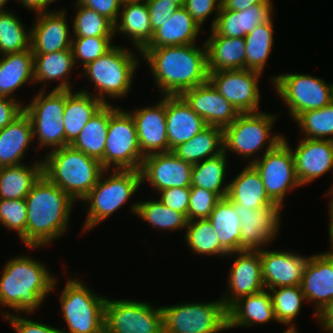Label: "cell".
<instances>
[{
  "label": "cell",
  "instance_id": "obj_24",
  "mask_svg": "<svg viewBox=\"0 0 333 333\" xmlns=\"http://www.w3.org/2000/svg\"><path fill=\"white\" fill-rule=\"evenodd\" d=\"M180 96L209 126L224 129L240 114L209 81L184 91Z\"/></svg>",
  "mask_w": 333,
  "mask_h": 333
},
{
  "label": "cell",
  "instance_id": "obj_27",
  "mask_svg": "<svg viewBox=\"0 0 333 333\" xmlns=\"http://www.w3.org/2000/svg\"><path fill=\"white\" fill-rule=\"evenodd\" d=\"M227 314L228 330L277 322L268 289L239 298L227 309Z\"/></svg>",
  "mask_w": 333,
  "mask_h": 333
},
{
  "label": "cell",
  "instance_id": "obj_7",
  "mask_svg": "<svg viewBox=\"0 0 333 333\" xmlns=\"http://www.w3.org/2000/svg\"><path fill=\"white\" fill-rule=\"evenodd\" d=\"M277 117V114L266 113V111L240 113L229 126L223 129L226 155L229 156L232 152L240 156L242 161L252 164L266 152L274 149L283 141L284 135L281 132L274 133L272 130Z\"/></svg>",
  "mask_w": 333,
  "mask_h": 333
},
{
  "label": "cell",
  "instance_id": "obj_2",
  "mask_svg": "<svg viewBox=\"0 0 333 333\" xmlns=\"http://www.w3.org/2000/svg\"><path fill=\"white\" fill-rule=\"evenodd\" d=\"M180 46L144 47L141 59L150 69L161 96H180L208 81L205 42Z\"/></svg>",
  "mask_w": 333,
  "mask_h": 333
},
{
  "label": "cell",
  "instance_id": "obj_47",
  "mask_svg": "<svg viewBox=\"0 0 333 333\" xmlns=\"http://www.w3.org/2000/svg\"><path fill=\"white\" fill-rule=\"evenodd\" d=\"M293 122L303 138L333 141V102L317 110L302 112Z\"/></svg>",
  "mask_w": 333,
  "mask_h": 333
},
{
  "label": "cell",
  "instance_id": "obj_8",
  "mask_svg": "<svg viewBox=\"0 0 333 333\" xmlns=\"http://www.w3.org/2000/svg\"><path fill=\"white\" fill-rule=\"evenodd\" d=\"M72 275L65 281L61 294L58 293L60 312L66 325L60 330L62 333H104L107 297L86 285L81 277Z\"/></svg>",
  "mask_w": 333,
  "mask_h": 333
},
{
  "label": "cell",
  "instance_id": "obj_43",
  "mask_svg": "<svg viewBox=\"0 0 333 333\" xmlns=\"http://www.w3.org/2000/svg\"><path fill=\"white\" fill-rule=\"evenodd\" d=\"M273 18L245 36L246 69L264 73L275 44Z\"/></svg>",
  "mask_w": 333,
  "mask_h": 333
},
{
  "label": "cell",
  "instance_id": "obj_49",
  "mask_svg": "<svg viewBox=\"0 0 333 333\" xmlns=\"http://www.w3.org/2000/svg\"><path fill=\"white\" fill-rule=\"evenodd\" d=\"M27 206L25 199H0V225L16 233L26 247Z\"/></svg>",
  "mask_w": 333,
  "mask_h": 333
},
{
  "label": "cell",
  "instance_id": "obj_28",
  "mask_svg": "<svg viewBox=\"0 0 333 333\" xmlns=\"http://www.w3.org/2000/svg\"><path fill=\"white\" fill-rule=\"evenodd\" d=\"M75 69L72 49L34 54V81L36 85L43 84L39 90H48L47 86L53 82L58 83L52 90H73L74 83L70 78Z\"/></svg>",
  "mask_w": 333,
  "mask_h": 333
},
{
  "label": "cell",
  "instance_id": "obj_1",
  "mask_svg": "<svg viewBox=\"0 0 333 333\" xmlns=\"http://www.w3.org/2000/svg\"><path fill=\"white\" fill-rule=\"evenodd\" d=\"M58 279L47 264L28 254L15 255L4 264L0 276L1 318L12 314L33 315L48 296L57 291ZM13 312H11V310Z\"/></svg>",
  "mask_w": 333,
  "mask_h": 333
},
{
  "label": "cell",
  "instance_id": "obj_54",
  "mask_svg": "<svg viewBox=\"0 0 333 333\" xmlns=\"http://www.w3.org/2000/svg\"><path fill=\"white\" fill-rule=\"evenodd\" d=\"M146 4L150 14V23L153 32L161 27L162 23L167 22L174 14L175 10L179 8L175 1L167 0H147Z\"/></svg>",
  "mask_w": 333,
  "mask_h": 333
},
{
  "label": "cell",
  "instance_id": "obj_37",
  "mask_svg": "<svg viewBox=\"0 0 333 333\" xmlns=\"http://www.w3.org/2000/svg\"><path fill=\"white\" fill-rule=\"evenodd\" d=\"M43 157L31 164L0 167V199H25L43 174Z\"/></svg>",
  "mask_w": 333,
  "mask_h": 333
},
{
  "label": "cell",
  "instance_id": "obj_9",
  "mask_svg": "<svg viewBox=\"0 0 333 333\" xmlns=\"http://www.w3.org/2000/svg\"><path fill=\"white\" fill-rule=\"evenodd\" d=\"M292 121L302 112L317 110L333 102V81L305 73H280L268 77Z\"/></svg>",
  "mask_w": 333,
  "mask_h": 333
},
{
  "label": "cell",
  "instance_id": "obj_14",
  "mask_svg": "<svg viewBox=\"0 0 333 333\" xmlns=\"http://www.w3.org/2000/svg\"><path fill=\"white\" fill-rule=\"evenodd\" d=\"M252 165L260 174L269 198L283 209L287 194L301 187L290 147L281 141Z\"/></svg>",
  "mask_w": 333,
  "mask_h": 333
},
{
  "label": "cell",
  "instance_id": "obj_16",
  "mask_svg": "<svg viewBox=\"0 0 333 333\" xmlns=\"http://www.w3.org/2000/svg\"><path fill=\"white\" fill-rule=\"evenodd\" d=\"M235 210L240 217L241 251H259L272 245L282 228V208L271 205L266 208H242L237 203Z\"/></svg>",
  "mask_w": 333,
  "mask_h": 333
},
{
  "label": "cell",
  "instance_id": "obj_57",
  "mask_svg": "<svg viewBox=\"0 0 333 333\" xmlns=\"http://www.w3.org/2000/svg\"><path fill=\"white\" fill-rule=\"evenodd\" d=\"M316 322L322 332L333 333V300L316 316Z\"/></svg>",
  "mask_w": 333,
  "mask_h": 333
},
{
  "label": "cell",
  "instance_id": "obj_15",
  "mask_svg": "<svg viewBox=\"0 0 333 333\" xmlns=\"http://www.w3.org/2000/svg\"><path fill=\"white\" fill-rule=\"evenodd\" d=\"M264 74L248 69L209 72L208 81L239 113H256L260 108L259 79Z\"/></svg>",
  "mask_w": 333,
  "mask_h": 333
},
{
  "label": "cell",
  "instance_id": "obj_39",
  "mask_svg": "<svg viewBox=\"0 0 333 333\" xmlns=\"http://www.w3.org/2000/svg\"><path fill=\"white\" fill-rule=\"evenodd\" d=\"M172 152L191 164L215 157L224 152L223 129L208 125L189 141L175 147Z\"/></svg>",
  "mask_w": 333,
  "mask_h": 333
},
{
  "label": "cell",
  "instance_id": "obj_63",
  "mask_svg": "<svg viewBox=\"0 0 333 333\" xmlns=\"http://www.w3.org/2000/svg\"><path fill=\"white\" fill-rule=\"evenodd\" d=\"M167 1H175V3L179 6V7H183L186 3L187 0H167Z\"/></svg>",
  "mask_w": 333,
  "mask_h": 333
},
{
  "label": "cell",
  "instance_id": "obj_22",
  "mask_svg": "<svg viewBox=\"0 0 333 333\" xmlns=\"http://www.w3.org/2000/svg\"><path fill=\"white\" fill-rule=\"evenodd\" d=\"M153 105L128 110L136 124L142 155L169 152L166 129V96Z\"/></svg>",
  "mask_w": 333,
  "mask_h": 333
},
{
  "label": "cell",
  "instance_id": "obj_41",
  "mask_svg": "<svg viewBox=\"0 0 333 333\" xmlns=\"http://www.w3.org/2000/svg\"><path fill=\"white\" fill-rule=\"evenodd\" d=\"M209 221L217 233L220 244L230 253L241 251V224L235 205L228 199H221L215 206Z\"/></svg>",
  "mask_w": 333,
  "mask_h": 333
},
{
  "label": "cell",
  "instance_id": "obj_29",
  "mask_svg": "<svg viewBox=\"0 0 333 333\" xmlns=\"http://www.w3.org/2000/svg\"><path fill=\"white\" fill-rule=\"evenodd\" d=\"M25 84L35 85L34 81V54L27 49L19 53H9L0 56V97L17 100L18 89ZM15 93V94H14Z\"/></svg>",
  "mask_w": 333,
  "mask_h": 333
},
{
  "label": "cell",
  "instance_id": "obj_34",
  "mask_svg": "<svg viewBox=\"0 0 333 333\" xmlns=\"http://www.w3.org/2000/svg\"><path fill=\"white\" fill-rule=\"evenodd\" d=\"M104 103L81 90H66L63 121L65 146L71 145L86 123L99 111Z\"/></svg>",
  "mask_w": 333,
  "mask_h": 333
},
{
  "label": "cell",
  "instance_id": "obj_50",
  "mask_svg": "<svg viewBox=\"0 0 333 333\" xmlns=\"http://www.w3.org/2000/svg\"><path fill=\"white\" fill-rule=\"evenodd\" d=\"M221 198L214 192L202 187L190 186V200L187 220L208 219L214 206Z\"/></svg>",
  "mask_w": 333,
  "mask_h": 333
},
{
  "label": "cell",
  "instance_id": "obj_45",
  "mask_svg": "<svg viewBox=\"0 0 333 333\" xmlns=\"http://www.w3.org/2000/svg\"><path fill=\"white\" fill-rule=\"evenodd\" d=\"M71 5L76 9L71 17L72 38L115 37V24L108 18L76 2Z\"/></svg>",
  "mask_w": 333,
  "mask_h": 333
},
{
  "label": "cell",
  "instance_id": "obj_6",
  "mask_svg": "<svg viewBox=\"0 0 333 333\" xmlns=\"http://www.w3.org/2000/svg\"><path fill=\"white\" fill-rule=\"evenodd\" d=\"M45 154L43 174L75 202L93 189L104 170L98 160L70 145Z\"/></svg>",
  "mask_w": 333,
  "mask_h": 333
},
{
  "label": "cell",
  "instance_id": "obj_5",
  "mask_svg": "<svg viewBox=\"0 0 333 333\" xmlns=\"http://www.w3.org/2000/svg\"><path fill=\"white\" fill-rule=\"evenodd\" d=\"M140 187V170H103L96 185L81 200L87 212L81 228L83 234L126 206Z\"/></svg>",
  "mask_w": 333,
  "mask_h": 333
},
{
  "label": "cell",
  "instance_id": "obj_25",
  "mask_svg": "<svg viewBox=\"0 0 333 333\" xmlns=\"http://www.w3.org/2000/svg\"><path fill=\"white\" fill-rule=\"evenodd\" d=\"M273 1L255 4L242 11L220 10L208 36L242 37L256 26L269 22L274 16Z\"/></svg>",
  "mask_w": 333,
  "mask_h": 333
},
{
  "label": "cell",
  "instance_id": "obj_19",
  "mask_svg": "<svg viewBox=\"0 0 333 333\" xmlns=\"http://www.w3.org/2000/svg\"><path fill=\"white\" fill-rule=\"evenodd\" d=\"M283 141L290 147L295 163L297 178L301 186H306L325 173L333 175V141L300 137L295 149L283 135ZM289 141V142H288ZM325 194L333 193V183Z\"/></svg>",
  "mask_w": 333,
  "mask_h": 333
},
{
  "label": "cell",
  "instance_id": "obj_59",
  "mask_svg": "<svg viewBox=\"0 0 333 333\" xmlns=\"http://www.w3.org/2000/svg\"><path fill=\"white\" fill-rule=\"evenodd\" d=\"M325 196H329V203L327 205L328 207V215H329V219H328V236H329V250L333 251V193H329V194H324Z\"/></svg>",
  "mask_w": 333,
  "mask_h": 333
},
{
  "label": "cell",
  "instance_id": "obj_46",
  "mask_svg": "<svg viewBox=\"0 0 333 333\" xmlns=\"http://www.w3.org/2000/svg\"><path fill=\"white\" fill-rule=\"evenodd\" d=\"M11 9L0 11V56L30 49L31 30Z\"/></svg>",
  "mask_w": 333,
  "mask_h": 333
},
{
  "label": "cell",
  "instance_id": "obj_64",
  "mask_svg": "<svg viewBox=\"0 0 333 333\" xmlns=\"http://www.w3.org/2000/svg\"><path fill=\"white\" fill-rule=\"evenodd\" d=\"M147 0H121L122 3H127V2H146Z\"/></svg>",
  "mask_w": 333,
  "mask_h": 333
},
{
  "label": "cell",
  "instance_id": "obj_10",
  "mask_svg": "<svg viewBox=\"0 0 333 333\" xmlns=\"http://www.w3.org/2000/svg\"><path fill=\"white\" fill-rule=\"evenodd\" d=\"M33 97L24 105V112L32 123L34 140L38 141L33 151L37 153L46 148L48 153L65 147V130L62 121L66 90L48 92L39 90Z\"/></svg>",
  "mask_w": 333,
  "mask_h": 333
},
{
  "label": "cell",
  "instance_id": "obj_44",
  "mask_svg": "<svg viewBox=\"0 0 333 333\" xmlns=\"http://www.w3.org/2000/svg\"><path fill=\"white\" fill-rule=\"evenodd\" d=\"M269 292L277 324L287 327L286 332H299L295 320L301 313L303 304H307L301 286L277 287L269 289Z\"/></svg>",
  "mask_w": 333,
  "mask_h": 333
},
{
  "label": "cell",
  "instance_id": "obj_12",
  "mask_svg": "<svg viewBox=\"0 0 333 333\" xmlns=\"http://www.w3.org/2000/svg\"><path fill=\"white\" fill-rule=\"evenodd\" d=\"M143 158L135 121L127 109L118 107L109 119L104 170H140Z\"/></svg>",
  "mask_w": 333,
  "mask_h": 333
},
{
  "label": "cell",
  "instance_id": "obj_38",
  "mask_svg": "<svg viewBox=\"0 0 333 333\" xmlns=\"http://www.w3.org/2000/svg\"><path fill=\"white\" fill-rule=\"evenodd\" d=\"M129 209L132 214L142 221L148 222L149 226L158 232L162 230V232L178 230L184 232L186 230L187 217L183 213L165 206L158 198L134 201V203H129Z\"/></svg>",
  "mask_w": 333,
  "mask_h": 333
},
{
  "label": "cell",
  "instance_id": "obj_23",
  "mask_svg": "<svg viewBox=\"0 0 333 333\" xmlns=\"http://www.w3.org/2000/svg\"><path fill=\"white\" fill-rule=\"evenodd\" d=\"M301 289L307 304H313L314 318L333 300V251L309 255Z\"/></svg>",
  "mask_w": 333,
  "mask_h": 333
},
{
  "label": "cell",
  "instance_id": "obj_4",
  "mask_svg": "<svg viewBox=\"0 0 333 333\" xmlns=\"http://www.w3.org/2000/svg\"><path fill=\"white\" fill-rule=\"evenodd\" d=\"M131 49L133 51L127 46L116 44L105 55L80 69L85 75L84 78L93 86L91 92L84 88L80 90L90 93L104 104H111L113 99L116 101L118 98L119 101L126 98L132 91L139 62H142L141 51Z\"/></svg>",
  "mask_w": 333,
  "mask_h": 333
},
{
  "label": "cell",
  "instance_id": "obj_52",
  "mask_svg": "<svg viewBox=\"0 0 333 333\" xmlns=\"http://www.w3.org/2000/svg\"><path fill=\"white\" fill-rule=\"evenodd\" d=\"M27 317H24L23 314H12L4 317L3 320L9 323L14 333H62L58 327H53Z\"/></svg>",
  "mask_w": 333,
  "mask_h": 333
},
{
  "label": "cell",
  "instance_id": "obj_48",
  "mask_svg": "<svg viewBox=\"0 0 333 333\" xmlns=\"http://www.w3.org/2000/svg\"><path fill=\"white\" fill-rule=\"evenodd\" d=\"M114 37H85L72 38L71 49L76 67H85L88 63L95 61L98 57L105 55L116 43Z\"/></svg>",
  "mask_w": 333,
  "mask_h": 333
},
{
  "label": "cell",
  "instance_id": "obj_60",
  "mask_svg": "<svg viewBox=\"0 0 333 333\" xmlns=\"http://www.w3.org/2000/svg\"><path fill=\"white\" fill-rule=\"evenodd\" d=\"M18 3L24 7V9L29 10L28 12H34V14L42 13V0H16Z\"/></svg>",
  "mask_w": 333,
  "mask_h": 333
},
{
  "label": "cell",
  "instance_id": "obj_20",
  "mask_svg": "<svg viewBox=\"0 0 333 333\" xmlns=\"http://www.w3.org/2000/svg\"><path fill=\"white\" fill-rule=\"evenodd\" d=\"M67 13L66 8H55L34 14L35 21L30 27L33 54L71 49L72 28Z\"/></svg>",
  "mask_w": 333,
  "mask_h": 333
},
{
  "label": "cell",
  "instance_id": "obj_35",
  "mask_svg": "<svg viewBox=\"0 0 333 333\" xmlns=\"http://www.w3.org/2000/svg\"><path fill=\"white\" fill-rule=\"evenodd\" d=\"M208 71L246 69L245 38L207 36Z\"/></svg>",
  "mask_w": 333,
  "mask_h": 333
},
{
  "label": "cell",
  "instance_id": "obj_42",
  "mask_svg": "<svg viewBox=\"0 0 333 333\" xmlns=\"http://www.w3.org/2000/svg\"><path fill=\"white\" fill-rule=\"evenodd\" d=\"M184 243L192 254L204 257H218L224 259L229 252L220 244L217 233L209 219H195L188 221L184 232Z\"/></svg>",
  "mask_w": 333,
  "mask_h": 333
},
{
  "label": "cell",
  "instance_id": "obj_51",
  "mask_svg": "<svg viewBox=\"0 0 333 333\" xmlns=\"http://www.w3.org/2000/svg\"><path fill=\"white\" fill-rule=\"evenodd\" d=\"M222 0H187L183 6L192 16L193 20L202 28L203 24L212 14L210 30L213 28L219 14ZM215 15V16H214Z\"/></svg>",
  "mask_w": 333,
  "mask_h": 333
},
{
  "label": "cell",
  "instance_id": "obj_32",
  "mask_svg": "<svg viewBox=\"0 0 333 333\" xmlns=\"http://www.w3.org/2000/svg\"><path fill=\"white\" fill-rule=\"evenodd\" d=\"M227 198L242 208H266L274 203L266 193L261 176L252 164L243 169L229 181Z\"/></svg>",
  "mask_w": 333,
  "mask_h": 333
},
{
  "label": "cell",
  "instance_id": "obj_11",
  "mask_svg": "<svg viewBox=\"0 0 333 333\" xmlns=\"http://www.w3.org/2000/svg\"><path fill=\"white\" fill-rule=\"evenodd\" d=\"M164 333H222L228 330L227 308L221 298L161 306Z\"/></svg>",
  "mask_w": 333,
  "mask_h": 333
},
{
  "label": "cell",
  "instance_id": "obj_21",
  "mask_svg": "<svg viewBox=\"0 0 333 333\" xmlns=\"http://www.w3.org/2000/svg\"><path fill=\"white\" fill-rule=\"evenodd\" d=\"M260 258L262 278L265 289L268 290L300 285L309 261L308 255L298 254L294 250H270V248L260 250Z\"/></svg>",
  "mask_w": 333,
  "mask_h": 333
},
{
  "label": "cell",
  "instance_id": "obj_33",
  "mask_svg": "<svg viewBox=\"0 0 333 333\" xmlns=\"http://www.w3.org/2000/svg\"><path fill=\"white\" fill-rule=\"evenodd\" d=\"M202 28L193 20L184 7H179L168 21L154 31L151 41L145 47L180 46L200 42Z\"/></svg>",
  "mask_w": 333,
  "mask_h": 333
},
{
  "label": "cell",
  "instance_id": "obj_58",
  "mask_svg": "<svg viewBox=\"0 0 333 333\" xmlns=\"http://www.w3.org/2000/svg\"><path fill=\"white\" fill-rule=\"evenodd\" d=\"M268 0H222L220 10L242 11L255 4H263Z\"/></svg>",
  "mask_w": 333,
  "mask_h": 333
},
{
  "label": "cell",
  "instance_id": "obj_17",
  "mask_svg": "<svg viewBox=\"0 0 333 333\" xmlns=\"http://www.w3.org/2000/svg\"><path fill=\"white\" fill-rule=\"evenodd\" d=\"M227 258H232L234 261L228 271V286L220 298L228 309L239 298L264 290L265 285L262 278L260 250L230 252Z\"/></svg>",
  "mask_w": 333,
  "mask_h": 333
},
{
  "label": "cell",
  "instance_id": "obj_3",
  "mask_svg": "<svg viewBox=\"0 0 333 333\" xmlns=\"http://www.w3.org/2000/svg\"><path fill=\"white\" fill-rule=\"evenodd\" d=\"M25 202L27 250L44 249L68 233L76 202L44 174L35 182Z\"/></svg>",
  "mask_w": 333,
  "mask_h": 333
},
{
  "label": "cell",
  "instance_id": "obj_53",
  "mask_svg": "<svg viewBox=\"0 0 333 333\" xmlns=\"http://www.w3.org/2000/svg\"><path fill=\"white\" fill-rule=\"evenodd\" d=\"M170 209L183 213L187 217L190 200V187H171L160 191L157 196Z\"/></svg>",
  "mask_w": 333,
  "mask_h": 333
},
{
  "label": "cell",
  "instance_id": "obj_31",
  "mask_svg": "<svg viewBox=\"0 0 333 333\" xmlns=\"http://www.w3.org/2000/svg\"><path fill=\"white\" fill-rule=\"evenodd\" d=\"M153 34L146 2L122 3L115 23V36L126 37L133 45L130 47L141 51L151 41Z\"/></svg>",
  "mask_w": 333,
  "mask_h": 333
},
{
  "label": "cell",
  "instance_id": "obj_13",
  "mask_svg": "<svg viewBox=\"0 0 333 333\" xmlns=\"http://www.w3.org/2000/svg\"><path fill=\"white\" fill-rule=\"evenodd\" d=\"M132 299L105 301L104 333H164L161 306Z\"/></svg>",
  "mask_w": 333,
  "mask_h": 333
},
{
  "label": "cell",
  "instance_id": "obj_30",
  "mask_svg": "<svg viewBox=\"0 0 333 333\" xmlns=\"http://www.w3.org/2000/svg\"><path fill=\"white\" fill-rule=\"evenodd\" d=\"M32 142L34 143L32 123L23 111L0 130V167L23 164L24 156L33 146Z\"/></svg>",
  "mask_w": 333,
  "mask_h": 333
},
{
  "label": "cell",
  "instance_id": "obj_56",
  "mask_svg": "<svg viewBox=\"0 0 333 333\" xmlns=\"http://www.w3.org/2000/svg\"><path fill=\"white\" fill-rule=\"evenodd\" d=\"M24 111V106L10 98L0 97V130L11 123Z\"/></svg>",
  "mask_w": 333,
  "mask_h": 333
},
{
  "label": "cell",
  "instance_id": "obj_26",
  "mask_svg": "<svg viewBox=\"0 0 333 333\" xmlns=\"http://www.w3.org/2000/svg\"><path fill=\"white\" fill-rule=\"evenodd\" d=\"M208 125L181 96H166V129L169 151L189 141Z\"/></svg>",
  "mask_w": 333,
  "mask_h": 333
},
{
  "label": "cell",
  "instance_id": "obj_62",
  "mask_svg": "<svg viewBox=\"0 0 333 333\" xmlns=\"http://www.w3.org/2000/svg\"><path fill=\"white\" fill-rule=\"evenodd\" d=\"M9 0H0V11H6L9 10L6 6L8 4Z\"/></svg>",
  "mask_w": 333,
  "mask_h": 333
},
{
  "label": "cell",
  "instance_id": "obj_36",
  "mask_svg": "<svg viewBox=\"0 0 333 333\" xmlns=\"http://www.w3.org/2000/svg\"><path fill=\"white\" fill-rule=\"evenodd\" d=\"M116 104H104L86 123L78 137L70 145L91 158L98 160L104 169V149L107 139L110 115L118 108Z\"/></svg>",
  "mask_w": 333,
  "mask_h": 333
},
{
  "label": "cell",
  "instance_id": "obj_55",
  "mask_svg": "<svg viewBox=\"0 0 333 333\" xmlns=\"http://www.w3.org/2000/svg\"><path fill=\"white\" fill-rule=\"evenodd\" d=\"M72 2L95 10L98 14L105 16L114 24L118 20L122 6L121 0H76Z\"/></svg>",
  "mask_w": 333,
  "mask_h": 333
},
{
  "label": "cell",
  "instance_id": "obj_18",
  "mask_svg": "<svg viewBox=\"0 0 333 333\" xmlns=\"http://www.w3.org/2000/svg\"><path fill=\"white\" fill-rule=\"evenodd\" d=\"M192 168L172 151L147 155L140 168L142 186L147 182L157 194L171 187H190Z\"/></svg>",
  "mask_w": 333,
  "mask_h": 333
},
{
  "label": "cell",
  "instance_id": "obj_65",
  "mask_svg": "<svg viewBox=\"0 0 333 333\" xmlns=\"http://www.w3.org/2000/svg\"><path fill=\"white\" fill-rule=\"evenodd\" d=\"M282 333H299V332H286L285 330Z\"/></svg>",
  "mask_w": 333,
  "mask_h": 333
},
{
  "label": "cell",
  "instance_id": "obj_40",
  "mask_svg": "<svg viewBox=\"0 0 333 333\" xmlns=\"http://www.w3.org/2000/svg\"><path fill=\"white\" fill-rule=\"evenodd\" d=\"M228 156L225 152L193 164L191 186L202 187L216 193L221 199L227 198ZM227 182V183H226Z\"/></svg>",
  "mask_w": 333,
  "mask_h": 333
},
{
  "label": "cell",
  "instance_id": "obj_61",
  "mask_svg": "<svg viewBox=\"0 0 333 333\" xmlns=\"http://www.w3.org/2000/svg\"><path fill=\"white\" fill-rule=\"evenodd\" d=\"M57 1L59 0H42V12L52 10V8L49 9V7H51L50 4Z\"/></svg>",
  "mask_w": 333,
  "mask_h": 333
}]
</instances>
